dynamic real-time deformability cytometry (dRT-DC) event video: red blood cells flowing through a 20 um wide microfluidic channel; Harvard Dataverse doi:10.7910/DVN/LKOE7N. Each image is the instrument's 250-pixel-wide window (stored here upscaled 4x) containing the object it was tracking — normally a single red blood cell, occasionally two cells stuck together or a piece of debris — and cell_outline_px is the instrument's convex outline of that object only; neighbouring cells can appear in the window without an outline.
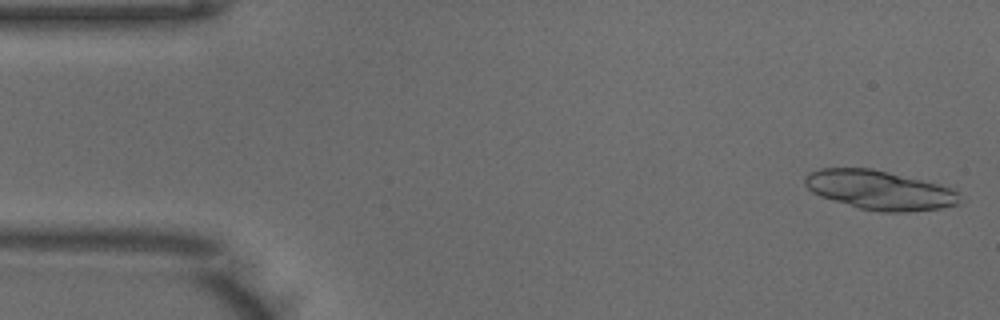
{"species": "common noctule bat (a hibernating species)", "species_latin": "Nyctalus noctula", "temperature_condition": "warm", "stored_images_in_passage": 50, "segment_of_instrument_passage": [1, 2], "camera_frame_rate_fps": 3000, "um_per_image_px": 0.085, "animal": {"sex": "male", "body_mass_g": 18.8}, "frame": {"image": 1, "passage_image": 2, "time_ms": 0.333, "image_size_px": [1000, 320], "cell_outline_px": [[964, 204], [940, 208], [908, 212], [880, 212], [860, 208], [820, 196], [812, 192], [804, 184], [804, 176], [808, 172], [820, 168], [872, 168], [956, 188]], "centroid_in_image_um": [74.81, 16.16], "position_along_channel_um": 10.2, "area_um2": 35.72}}